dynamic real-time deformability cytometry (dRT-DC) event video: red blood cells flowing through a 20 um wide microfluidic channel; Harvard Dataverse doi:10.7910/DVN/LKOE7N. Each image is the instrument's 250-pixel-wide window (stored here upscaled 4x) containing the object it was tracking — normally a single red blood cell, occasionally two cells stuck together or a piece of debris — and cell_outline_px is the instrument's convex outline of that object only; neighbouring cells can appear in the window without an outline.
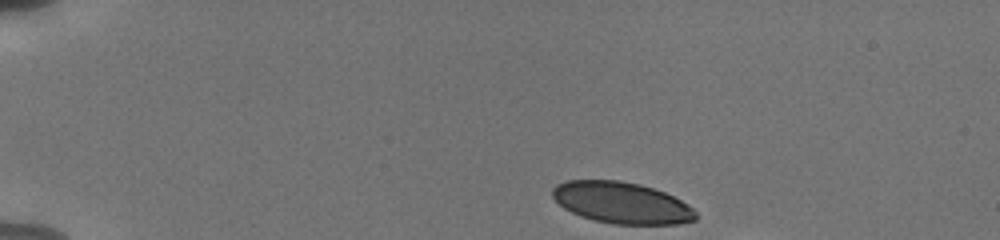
{"species": "human", "species_latin": "Homo sapiens", "temperature_condition": "cold", "stored_images_in_passage": 13, "camera_frame_rate_fps": 3000, "um_per_image_px": 0.085, "donor": {"sex": "male"}, "frame": {"image": 1, "passage_image": 1, "time_ms": 0.0, "image_size_px": [1000, 240], "cell_outline_px": [[696, 220], [676, 224], [612, 224], [580, 216], [564, 208], [552, 196], [552, 188], [556, 184], [568, 180], [620, 180], [640, 184], [664, 192], [688, 204], [696, 212]], "centroid_in_image_um": [52.83, 17.23], "position_along_channel_um": 32.2, "area_um2": 34.51}}